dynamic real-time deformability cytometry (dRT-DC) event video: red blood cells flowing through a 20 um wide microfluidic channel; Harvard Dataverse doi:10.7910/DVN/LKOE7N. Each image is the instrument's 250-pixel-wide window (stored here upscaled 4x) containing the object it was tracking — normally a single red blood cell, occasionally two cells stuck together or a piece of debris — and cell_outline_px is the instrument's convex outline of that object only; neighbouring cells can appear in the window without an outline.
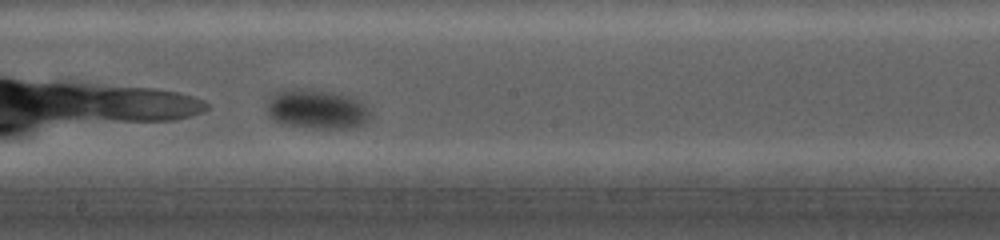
{"species": "common noctule bat (a hibernating species)", "species_latin": "Nyctalus noctula", "temperature_condition": "cold", "stored_images_in_passage": 13, "camera_frame_rate_fps": 5000, "um_per_image_px": 0.085, "animal": {"sex": "female", "body_mass_g": 19.0, "forearm_length_mm": 56.7}, "frame": {"image": 1, "passage_image": 11, "time_ms": 4.2, "image_size_px": [1000, 240], "cell_outline_px": [[372, 112], [368, 120], [364, 124], [352, 128], [312, 128], [284, 124], [276, 120], [264, 108], [268, 100], [280, 88], [312, 88], [352, 96], [364, 104]], "centroid_in_image_um": [26.93, 9.25], "position_along_channel_um": 221.3, "area_um2": 24.22}}